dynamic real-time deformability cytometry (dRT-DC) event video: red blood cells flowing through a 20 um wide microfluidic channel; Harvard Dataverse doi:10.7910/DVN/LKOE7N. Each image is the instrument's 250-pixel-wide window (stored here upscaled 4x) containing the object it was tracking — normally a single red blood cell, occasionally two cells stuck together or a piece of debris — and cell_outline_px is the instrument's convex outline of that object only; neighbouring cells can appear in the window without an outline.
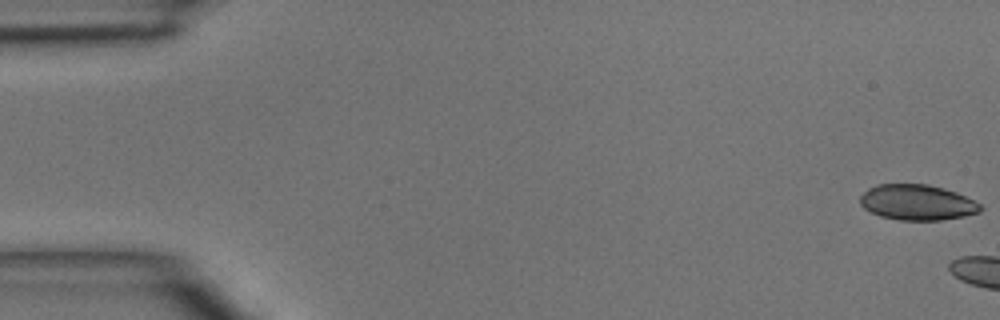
{"species": "common noctule bat (a hibernating species)", "species_latin": "Nyctalus noctula", "temperature_condition": "room temperature", "stored_images_in_passage": 4, "camera_frame_rate_fps": 3000, "um_per_image_px": 0.085, "animal": {"sex": "male", "body_mass_g": 15.6}, "frame": {"image": 1, "passage_image": 1, "time_ms": 0.0, "image_size_px": [1000, 320], "cell_outline_px": [[984, 208], [980, 212], [964, 216], [940, 220], [900, 220], [880, 216], [864, 208], [860, 204], [860, 196], [868, 188], [876, 184], [928, 184], [944, 188], [956, 192], [980, 204]], "centroid_in_image_um": [77.95, 17.2], "position_along_channel_um": 7.0, "area_um2": 24.91}}